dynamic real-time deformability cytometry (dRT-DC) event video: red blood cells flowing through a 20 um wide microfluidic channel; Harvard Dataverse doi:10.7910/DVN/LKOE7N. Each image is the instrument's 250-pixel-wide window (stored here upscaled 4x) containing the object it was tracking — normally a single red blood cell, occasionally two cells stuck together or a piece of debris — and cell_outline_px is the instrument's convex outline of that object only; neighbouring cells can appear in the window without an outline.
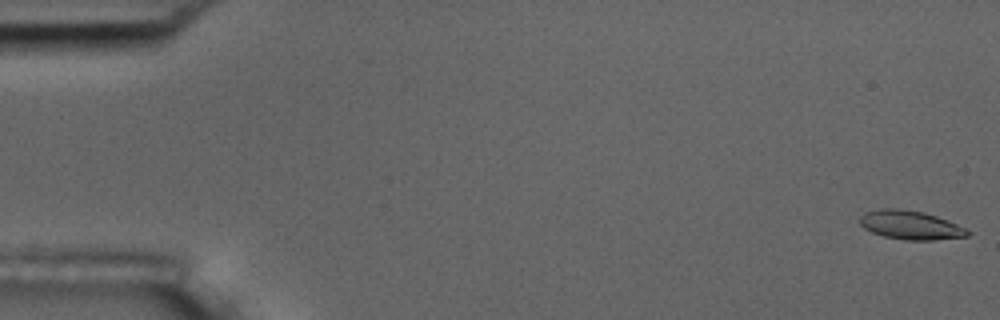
{"species": "common noctule bat (a hibernating species)", "species_latin": "Nyctalus noctula", "temperature_condition": "room temperature", "stored_images_in_passage": 57, "camera_frame_rate_fps": 3000, "um_per_image_px": 0.085, "animal": {"sex": "male", "body_mass_g": 17.5, "forearm_length_mm": 52.3}, "frame": {"image": 1, "passage_image": 1, "time_ms": 0.0, "image_size_px": [1000, 320], "cell_outline_px": [[972, 232], [968, 236], [932, 240], [904, 240], [884, 236], [872, 232], [864, 228], [860, 224], [860, 216], [864, 212], [880, 208], [900, 208], [924, 212], [936, 216], [956, 224]], "centroid_in_image_um": [77.36, 19.12], "position_along_channel_um": 7.6, "area_um2": 18.09}}
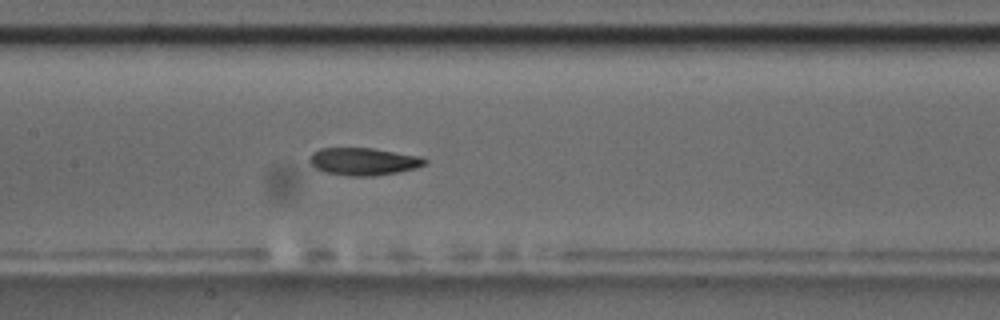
{"frame": {"image": 2, "passage_image": 27, "time_ms": 8.667, "image_size_px": [1000, 320], "cell_outline_px": [[428, 160], [424, 164], [416, 168], [400, 172], [372, 176], [348, 176], [324, 172], [316, 168], [308, 160], [312, 152], [320, 148], [372, 148], [420, 156]], "centroid_in_image_um": [30.89, 13.73], "position_along_channel_um": 176.5, "area_um2": 18.5}}
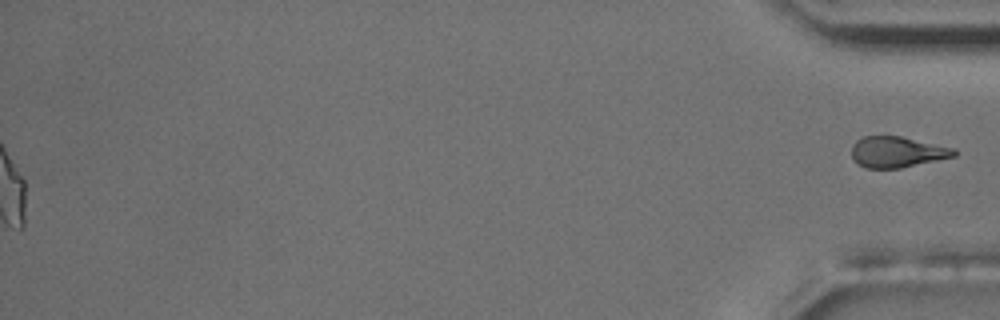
{"frame": {"image": 3, "passage_image": 57, "time_ms": 18.667, "image_size_px": [1000, 320], "cell_outline_px": [[956, 156], [900, 168], [864, 168], [852, 156], [852, 144], [856, 140], [864, 136], [900, 136], [956, 148]], "centroid_in_image_um": [76.27, 12.91], "position_along_channel_um": 358.9, "area_um2": 18.38}}